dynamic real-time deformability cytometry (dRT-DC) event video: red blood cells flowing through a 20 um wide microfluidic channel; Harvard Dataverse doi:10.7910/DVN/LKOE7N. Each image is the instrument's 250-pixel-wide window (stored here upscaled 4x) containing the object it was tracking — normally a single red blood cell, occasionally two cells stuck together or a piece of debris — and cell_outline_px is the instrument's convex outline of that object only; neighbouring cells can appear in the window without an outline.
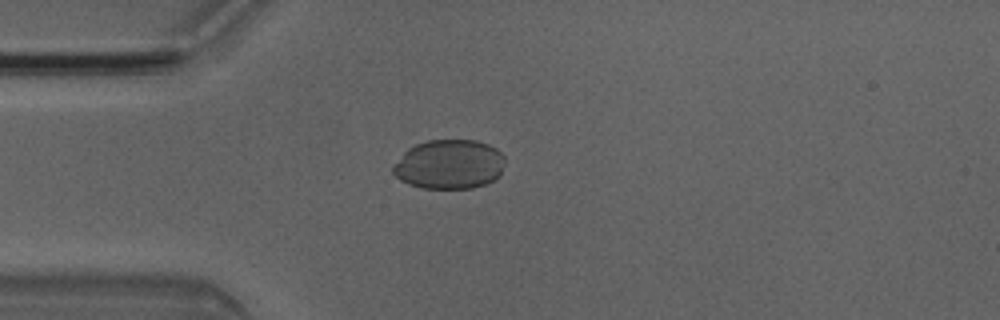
{"species": "Egyptian fruit bat (a non-hibernating species)", "species_latin": "Rousettus aegyptiacus", "temperature_condition": "room temperature", "stored_images_in_passage": 2, "camera_frame_rate_fps": 3000, "um_per_image_px": 0.085, "animal": {"sex": "male"}, "frame": {"image": 1, "passage_image": 1, "time_ms": 0.0, "image_size_px": [1000, 320], "cell_outline_px": [[504, 164], [500, 176], [484, 184], [472, 188], [420, 188], [408, 184], [400, 180], [392, 172], [392, 164], [408, 148], [416, 144], [428, 140], [476, 140], [488, 144], [496, 148], [504, 156]], "centroid_in_image_um": [38.17, 13.97], "position_along_channel_um": 46.8, "area_um2": 32.43}}